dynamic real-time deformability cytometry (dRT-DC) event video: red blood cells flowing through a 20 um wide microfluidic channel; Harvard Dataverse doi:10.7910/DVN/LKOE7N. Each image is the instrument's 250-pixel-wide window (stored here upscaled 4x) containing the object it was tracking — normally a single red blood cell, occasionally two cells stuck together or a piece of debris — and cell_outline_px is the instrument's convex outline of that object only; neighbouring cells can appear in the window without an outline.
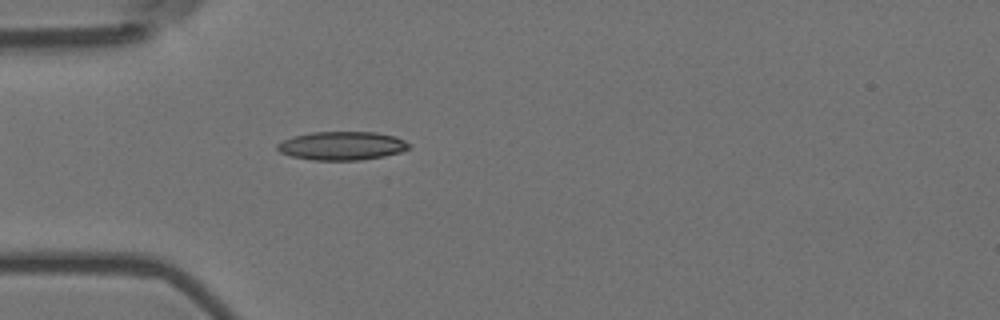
{"species": "Egyptian fruit bat (a non-hibernating species)", "species_latin": "Rousettus aegyptiacus", "temperature_condition": "room temperature", "stored_images_in_passage": 54, "camera_frame_rate_fps": 3000, "um_per_image_px": 0.085, "animal": {"sex": "female"}, "frame": {"image": 1, "passage_image": 16, "time_ms": 5.0, "image_size_px": [1000, 320], "cell_outline_px": [[412, 144], [408, 148], [400, 152], [384, 156], [360, 160], [312, 160], [292, 156], [280, 152], [276, 148], [276, 144], [292, 136], [312, 132], [376, 132], [396, 136]], "centroid_in_image_um": [29.07, 12.38], "position_along_channel_um": 55.9, "area_um2": 21.96}}
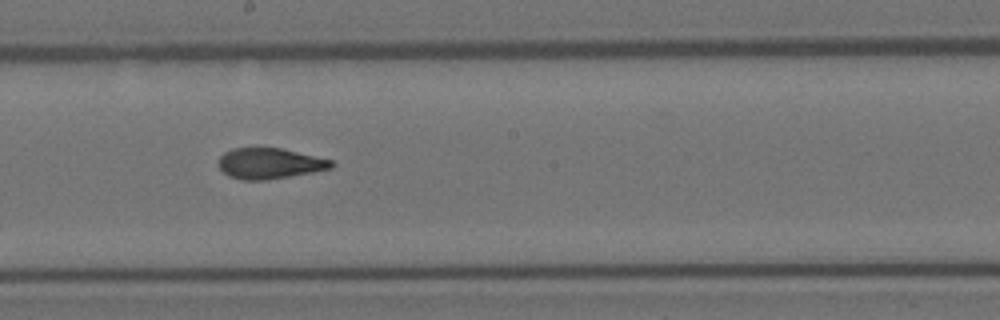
{"frame": {"image": 2, "passage_image": 30, "time_ms": 9.667, "image_size_px": [1000, 320], "cell_outline_px": [[336, 164], [332, 168], [312, 172], [264, 180], [240, 180], [228, 176], [216, 164], [220, 156], [224, 152], [232, 148], [280, 148], [332, 160]], "centroid_in_image_um": [22.88, 13.89], "position_along_channel_um": 225.3, "area_um2": 20.17}}
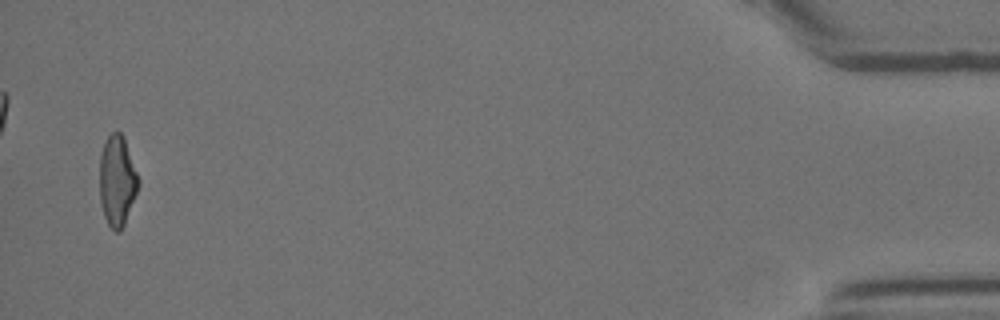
{"frame": {"image": 3, "passage_image": 53, "time_ms": 17.333, "image_size_px": [1000, 320], "cell_outline_px": [[140, 184], [124, 224], [120, 232], [116, 232], [108, 224], [104, 216], [100, 200], [100, 152], [108, 136], [116, 128], [124, 136], [140, 180]], "centroid_in_image_um": [9.97, 15.33], "position_along_channel_um": 425.2, "area_um2": 20.58}, "authors_computed_cell_mechanics": {"area_um2": 20.6346, "velocity_mm_per_s": 3.7391, "shape_relaxation_time_tau1_ms": null, "shape_relaxation_time_tau2_ms": 1.9089, "deformation_change_tau1": null, "deformation_change_tau2": 0.092}}